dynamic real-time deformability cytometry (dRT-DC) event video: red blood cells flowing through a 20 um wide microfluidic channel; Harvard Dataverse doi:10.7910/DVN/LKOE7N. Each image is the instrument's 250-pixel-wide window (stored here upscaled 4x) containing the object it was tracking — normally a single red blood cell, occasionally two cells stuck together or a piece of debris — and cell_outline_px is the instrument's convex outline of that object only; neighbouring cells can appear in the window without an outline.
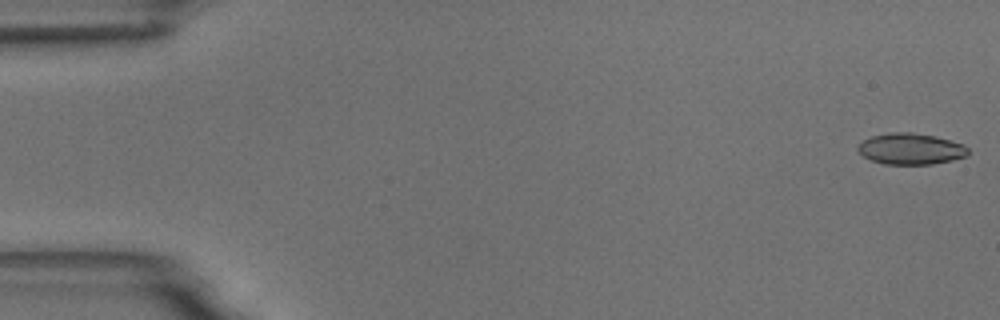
{"species": "common noctule bat (a hibernating species)", "species_latin": "Nyctalus noctula", "temperature_condition": "room temperature", "stored_images_in_passage": 55, "camera_frame_rate_fps": 3000, "um_per_image_px": 0.085, "animal": {"sex": "male", "body_mass_g": 18.8}, "frame": {"image": 1, "passage_image": 1, "time_ms": 0.0, "image_size_px": [1000, 320], "cell_outline_px": [[968, 156], [952, 160], [932, 164], [884, 164], [872, 160], [864, 156], [856, 148], [864, 140], [872, 136], [888, 132], [912, 132], [936, 136], [964, 144], [968, 148]], "centroid_in_image_um": [77.44, 12.64], "position_along_channel_um": 7.6, "area_um2": 20.06}}
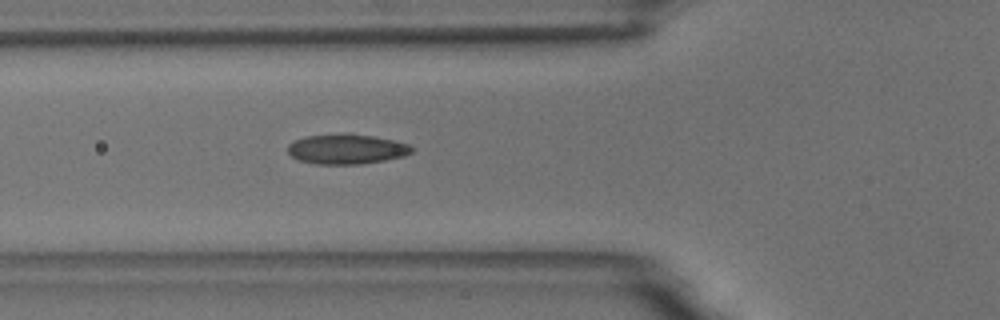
{"frame": {"image": 2, "passage_image": 20, "time_ms": 6.333, "image_size_px": [1000, 320], "cell_outline_px": [[412, 152], [404, 156], [384, 160], [360, 164], [316, 164], [300, 160], [292, 156], [288, 152], [288, 144], [304, 136], [348, 132], [372, 136], [392, 140], [408, 144], [412, 148]], "centroid_in_image_um": [29.43, 12.65], "position_along_channel_um": 96.4, "area_um2": 21.68}}
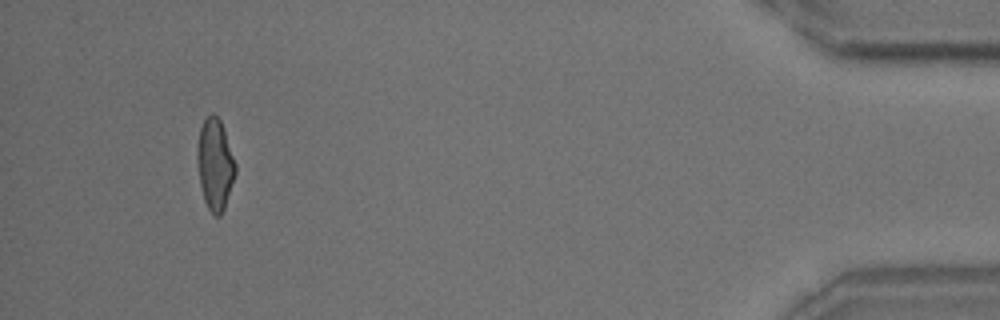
{"frame": {"image": 3, "passage_image": 52, "time_ms": 17.0, "image_size_px": [1000, 320], "cell_outline_px": [[236, 172], [224, 208], [220, 216], [216, 216], [208, 208], [204, 200], [200, 184], [196, 156], [196, 152], [200, 128], [204, 120], [212, 112], [220, 120], [224, 128], [236, 164]], "centroid_in_image_um": [18.27, 13.95], "position_along_channel_um": 416.9, "area_um2": 20.17}, "authors_computed_cell_mechanics": {"area_um2": 20.5768, "velocity_mm_per_s": 3.6579, "shape_relaxation_time_tau1_ms": 6.2525, "shape_relaxation_time_tau2_ms": 1.1378, "deformation_change_tau1": 0.1562, "deformation_change_tau2": 0.0681}}